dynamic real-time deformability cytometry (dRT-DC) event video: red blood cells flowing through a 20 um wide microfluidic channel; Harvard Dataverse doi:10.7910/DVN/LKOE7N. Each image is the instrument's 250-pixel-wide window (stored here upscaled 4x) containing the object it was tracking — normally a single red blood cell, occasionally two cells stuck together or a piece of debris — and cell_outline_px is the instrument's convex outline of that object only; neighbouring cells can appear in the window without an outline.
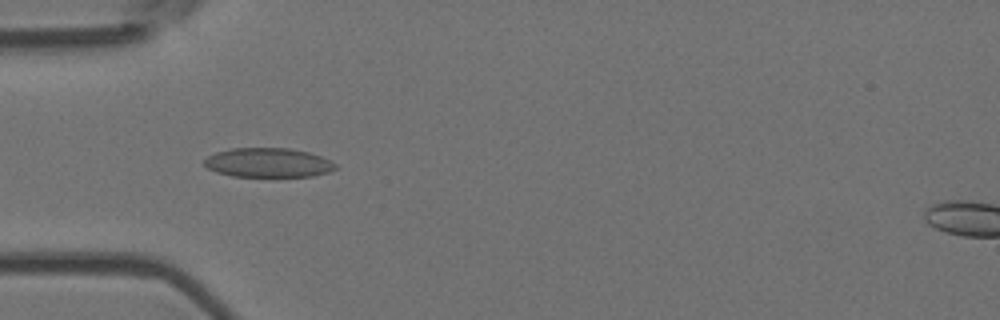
{"species": "Egyptian fruit bat (a non-hibernating species)", "species_latin": "Rousettus aegyptiacus", "temperature_condition": "room temperature", "stored_images_in_passage": 29, "camera_frame_rate_fps": 3000, "um_per_image_px": 0.085, "animal": {"sex": "female"}, "frame": {"image": 1, "passage_image": 7, "time_ms": 2.0, "image_size_px": [1000, 320], "cell_outline_px": [[336, 168], [328, 172], [312, 176], [232, 176], [216, 172], [208, 168], [204, 164], [204, 160], [208, 156], [216, 152], [232, 148], [288, 148], [308, 152], [320, 156], [336, 164]], "centroid_in_image_um": [22.77, 13.82], "position_along_channel_um": 62.2, "area_um2": 22.2}}
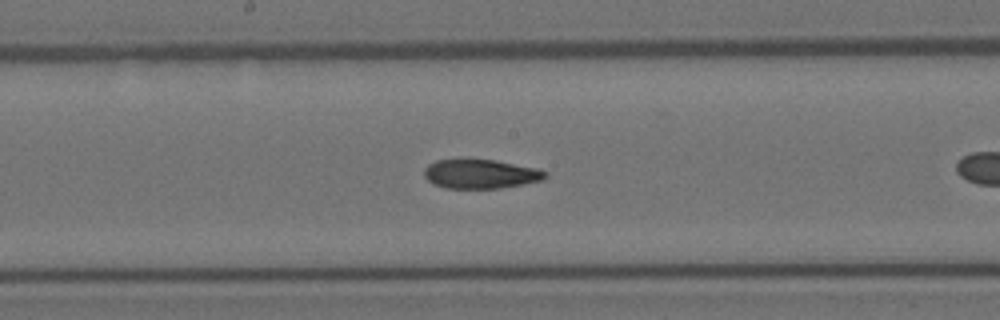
{"frame": {"image": 2, "passage_image": 15, "time_ms": 4.667, "image_size_px": [1000, 320], "cell_outline_px": [[548, 176], [544, 180], [524, 184], [500, 188], [444, 188], [428, 180], [424, 176], [424, 168], [428, 164], [436, 160], [460, 156], [464, 156], [496, 160], [540, 168], [548, 172]], "centroid_in_image_um": [40.86, 14.73], "position_along_channel_um": 207.3, "area_um2": 21.62}}
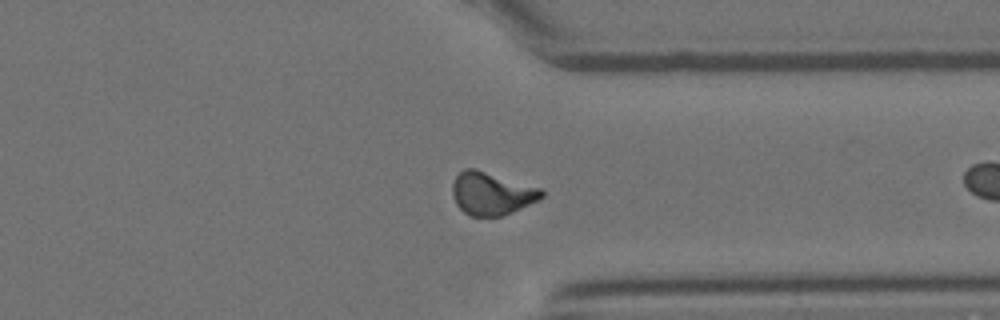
{"frame": {"image": 3, "passage_image": 28, "time_ms": 9.0, "image_size_px": [1000, 320], "cell_outline_px": [[544, 196], [512, 212], [500, 216], [472, 216], [464, 212], [456, 204], [452, 196], [452, 184], [456, 176], [464, 168], [476, 168], [544, 188]], "centroid_in_image_um": [41.79, 16.42], "position_along_channel_um": 369.6, "area_um2": 22.43}}